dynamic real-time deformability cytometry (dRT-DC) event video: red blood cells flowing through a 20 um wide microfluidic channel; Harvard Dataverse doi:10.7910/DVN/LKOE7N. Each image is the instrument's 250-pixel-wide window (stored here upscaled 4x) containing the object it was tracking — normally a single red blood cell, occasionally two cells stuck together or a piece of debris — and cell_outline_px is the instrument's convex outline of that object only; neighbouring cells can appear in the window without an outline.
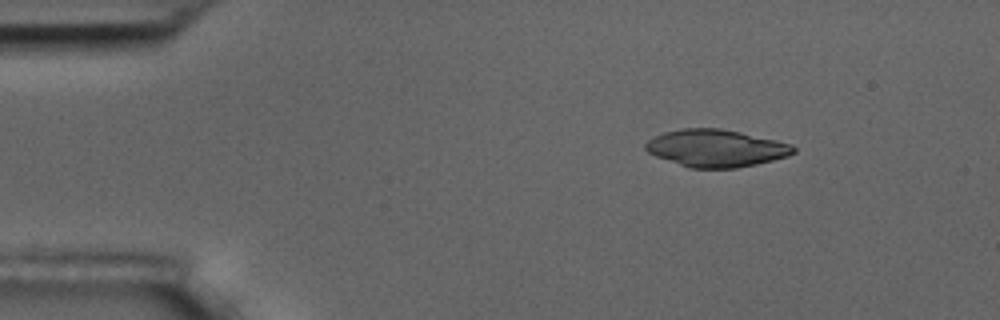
{"species": "common noctule bat (a hibernating species)", "species_latin": "Nyctalus noctula", "temperature_condition": "room temperature", "stored_images_in_passage": 5, "camera_frame_rate_fps": 3000, "um_per_image_px": 0.085, "animal": {"sex": "male", "body_mass_g": 17.5, "forearm_length_mm": 52.3}, "frame": {"image": 1, "passage_image": 3, "time_ms": 2.333, "image_size_px": [1000, 320], "cell_outline_px": [[796, 152], [788, 156], [756, 164], [736, 168], [688, 168], [656, 156], [648, 152], [644, 148], [644, 144], [648, 140], [664, 132], [680, 128], [720, 128], [740, 132], [776, 140], [792, 144], [796, 148]], "centroid_in_image_um": [60.86, 12.59], "position_along_channel_um": 24.1, "area_um2": 32.19}}